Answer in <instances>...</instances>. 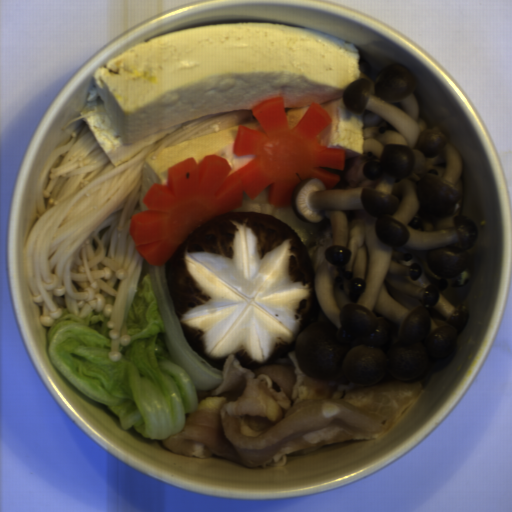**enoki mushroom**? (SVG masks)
<instances>
[{
  "instance_id": "enoki-mushroom-1",
  "label": "enoki mushroom",
  "mask_w": 512,
  "mask_h": 512,
  "mask_svg": "<svg viewBox=\"0 0 512 512\" xmlns=\"http://www.w3.org/2000/svg\"><path fill=\"white\" fill-rule=\"evenodd\" d=\"M105 112L97 107L63 126L65 142L50 155L38 194V214L23 251L24 275L41 324L53 326L61 308L107 318L109 357L120 359L130 339L129 314L144 257L131 237L139 207L142 166L166 148L233 126L258 121L252 109L211 113L182 123L141 151L114 165L83 119Z\"/></svg>"
}]
</instances>
